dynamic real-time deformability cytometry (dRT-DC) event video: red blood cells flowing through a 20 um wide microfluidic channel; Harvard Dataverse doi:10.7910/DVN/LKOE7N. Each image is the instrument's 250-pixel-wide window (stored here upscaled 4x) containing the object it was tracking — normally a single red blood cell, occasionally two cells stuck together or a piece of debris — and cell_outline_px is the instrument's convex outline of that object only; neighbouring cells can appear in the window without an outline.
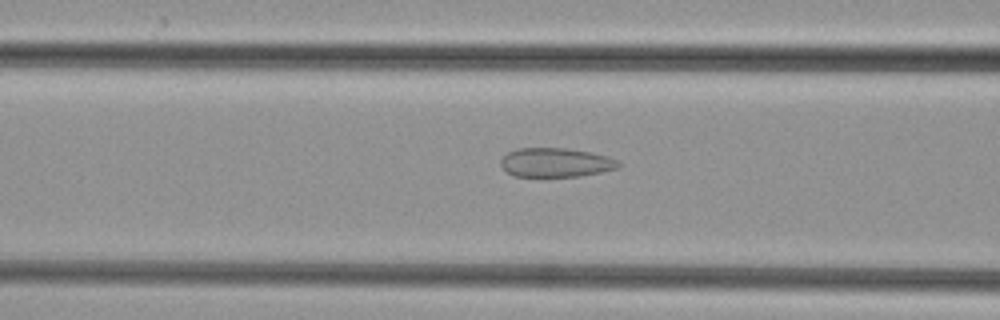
{"species": "common noctule bat (a hibernating species)", "species_latin": "Nyctalus noctula", "temperature_condition": "cold", "stored_images_in_passage": 49, "camera_frame_rate_fps": 3000, "um_per_image_px": 0.085, "animal": {"sex": "female", "body_mass_g": 29.2, "forearm_length_mm": 56.3}, "frame": {"image": 1, "passage_image": 20, "time_ms": 6.333, "image_size_px": [1000, 320], "cell_outline_px": [[620, 168], [580, 176], [512, 176], [500, 164], [500, 160], [508, 152], [516, 148], [568, 148], [592, 152], [608, 156], [616, 160], [620, 164]], "centroid_in_image_um": [47.25, 13.8], "position_along_channel_um": 119.4, "area_um2": 20.0}}
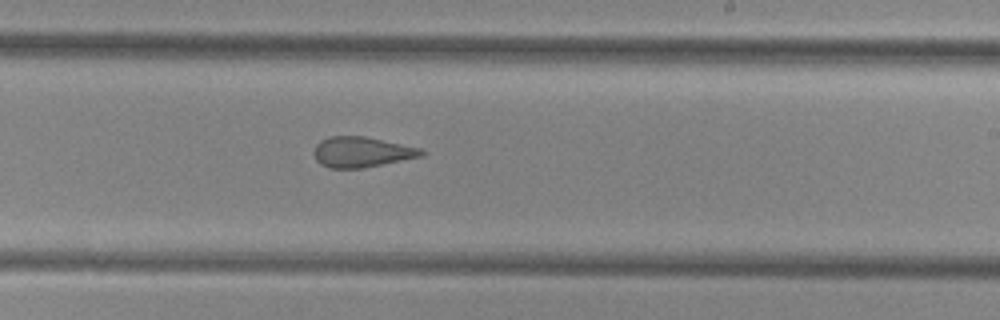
{"frame": {"image": 2, "passage_image": 30, "time_ms": 9.667, "image_size_px": [1000, 320], "cell_outline_px": [[428, 152], [424, 156], [364, 168], [328, 168], [320, 164], [316, 160], [312, 152], [316, 144], [320, 140], [328, 136], [364, 136], [420, 148]], "centroid_in_image_um": [30.73, 12.93], "position_along_channel_um": 258.3, "area_um2": 19.31}}
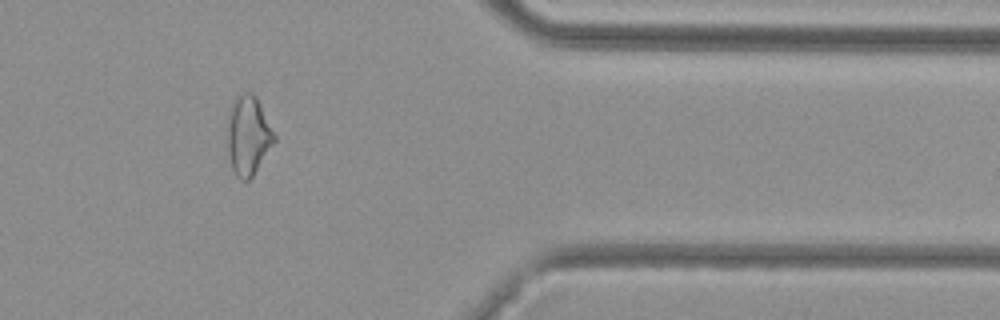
{"frame": {"image": 3, "passage_image": 41, "time_ms": 13.333, "image_size_px": [1000, 320], "cell_outline_px": [[276, 140], [252, 176], [248, 180], [240, 180], [236, 176], [232, 168], [228, 152], [228, 112], [232, 100], [240, 92], [252, 92], [256, 96], [276, 136]], "centroid_in_image_um": [21.08, 11.47], "position_along_channel_um": 390.3, "area_um2": 21.62}}